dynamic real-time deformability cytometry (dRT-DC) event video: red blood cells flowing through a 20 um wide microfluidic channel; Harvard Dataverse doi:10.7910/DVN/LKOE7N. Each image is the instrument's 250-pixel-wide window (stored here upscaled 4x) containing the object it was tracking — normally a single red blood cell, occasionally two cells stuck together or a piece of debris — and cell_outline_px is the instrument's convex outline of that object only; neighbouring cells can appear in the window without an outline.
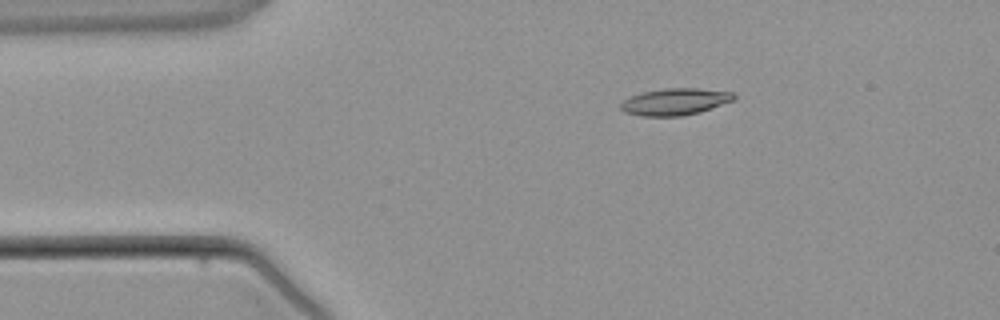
{"species": "common noctule bat (a hibernating species)", "species_latin": "Nyctalus noctula", "temperature_condition": "warm", "stored_images_in_passage": 2, "camera_frame_rate_fps": 3000, "um_per_image_px": 0.085, "animal": {"sex": "male", "body_mass_g": 21.5, "forearm_length_mm": 52.0}, "frame": {"image": 1, "passage_image": 1, "time_ms": 0.0, "image_size_px": [1000, 320], "cell_outline_px": [[736, 100], [700, 112], [680, 116], [644, 116], [624, 112], [620, 108], [620, 104], [624, 100], [632, 96], [644, 92], [664, 88], [696, 88], [732, 92], [736, 96]], "centroid_in_image_um": [57.41, 8.64], "position_along_channel_um": 27.6, "area_um2": 17.63}}
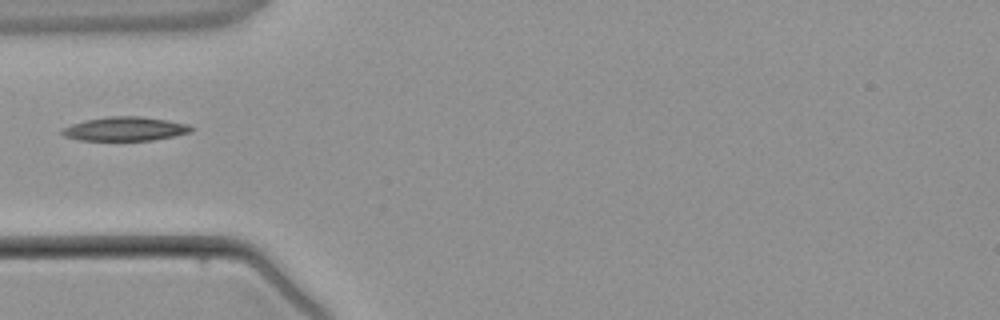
{"frame": {"image": 2, "passage_image": 2, "time_ms": 2.0, "image_size_px": [1000, 320], "cell_outline_px": [[196, 128], [192, 132], [152, 140], [80, 140], [64, 136], [60, 132], [64, 128], [72, 124], [88, 120], [108, 116], [140, 116], [188, 124]], "centroid_in_image_um": [10.66, 10.95], "position_along_channel_um": 74.3, "area_um2": 17.8}}